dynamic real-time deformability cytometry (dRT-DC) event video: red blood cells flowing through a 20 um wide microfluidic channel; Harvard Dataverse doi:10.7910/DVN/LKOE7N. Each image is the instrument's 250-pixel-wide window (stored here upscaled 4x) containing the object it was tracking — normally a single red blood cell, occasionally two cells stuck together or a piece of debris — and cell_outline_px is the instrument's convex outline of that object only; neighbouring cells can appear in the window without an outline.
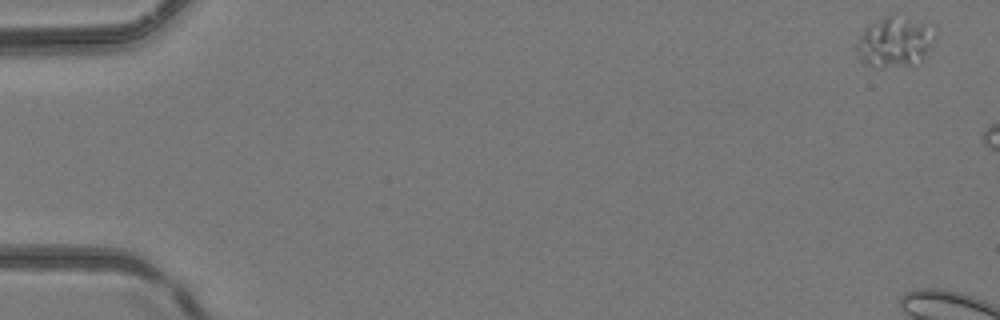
{"species": "common noctule bat (a hibernating species)", "species_latin": "Nyctalus noctula", "temperature_condition": "room temperature", "stored_images_in_passage": 6, "camera_frame_rate_fps": 3000, "um_per_image_px": 0.085, "animal": {"sex": "female", "body_mass_g": 24.6, "forearm_length_mm": 56.2}, "frame": {"image": 1, "passage_image": 1, "time_ms": 0.0, "image_size_px": [1000, 320], "cell_outline_px": [[928, 48], [912, 64], [880, 68], [876, 68], [864, 64], [860, 60], [856, 48], [856, 44], [860, 36], [872, 24], [892, 12], [896, 12], [924, 24], [928, 44]], "centroid_in_image_um": [75.86, 3.57], "position_along_channel_um": 9.1, "area_um2": 21.44}}